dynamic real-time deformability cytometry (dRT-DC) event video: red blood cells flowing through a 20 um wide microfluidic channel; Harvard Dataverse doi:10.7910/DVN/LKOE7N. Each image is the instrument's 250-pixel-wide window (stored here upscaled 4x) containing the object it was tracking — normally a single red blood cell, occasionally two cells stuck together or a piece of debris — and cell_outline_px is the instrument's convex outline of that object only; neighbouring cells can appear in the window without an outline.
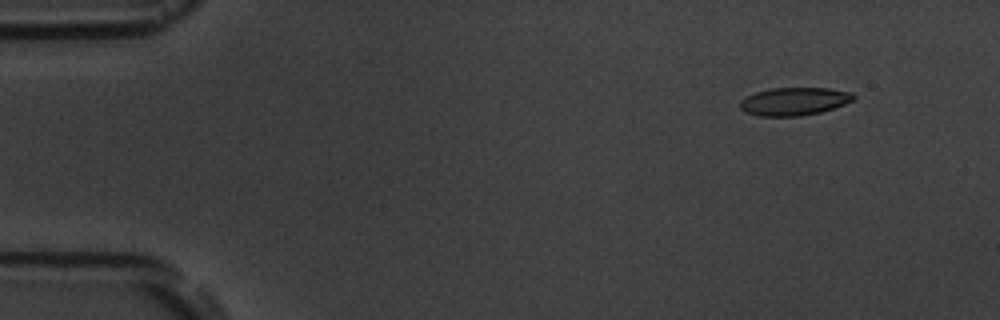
{"species": "common noctule bat (a hibernating species)", "species_latin": "Nyctalus noctula", "temperature_condition": "room temperature", "stored_images_in_passage": 5, "camera_frame_rate_fps": 3000, "um_per_image_px": 0.085, "animal": {"sex": "male", "body_mass_g": 19.5, "forearm_length_mm": 54.6}, "frame": {"image": 1, "passage_image": 1, "time_ms": 0.0, "image_size_px": [1000, 320], "cell_outline_px": [[856, 100], [820, 112], [800, 116], [760, 116], [744, 112], [740, 108], [740, 100], [756, 92], [772, 88], [828, 88], [852, 92], [856, 96]], "centroid_in_image_um": [67.52, 8.61], "position_along_channel_um": 17.5, "area_um2": 18.5}}
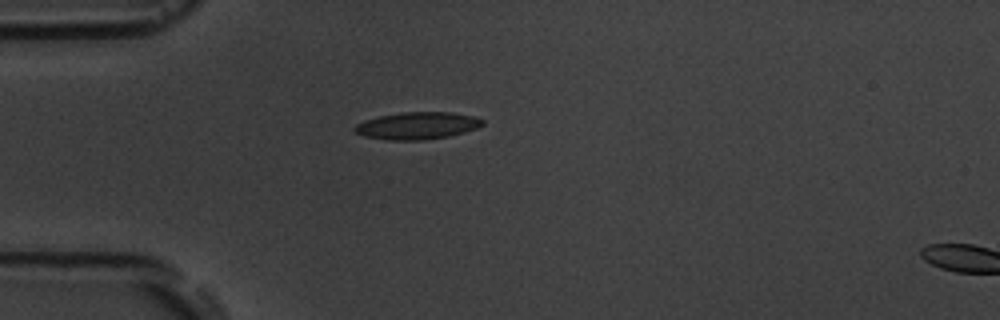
{"frame": {"image": 2, "passage_image": 4, "time_ms": 3.333, "image_size_px": [1000, 320], "cell_outline_px": [[484, 124], [476, 128], [464, 132], [448, 136], [424, 140], [388, 140], [364, 136], [356, 132], [352, 128], [356, 124], [364, 120], [380, 116], [404, 112], [452, 112], [476, 116], [484, 120]], "centroid_in_image_um": [35.48, 10.68], "position_along_channel_um": 49.5, "area_um2": 20.29}}